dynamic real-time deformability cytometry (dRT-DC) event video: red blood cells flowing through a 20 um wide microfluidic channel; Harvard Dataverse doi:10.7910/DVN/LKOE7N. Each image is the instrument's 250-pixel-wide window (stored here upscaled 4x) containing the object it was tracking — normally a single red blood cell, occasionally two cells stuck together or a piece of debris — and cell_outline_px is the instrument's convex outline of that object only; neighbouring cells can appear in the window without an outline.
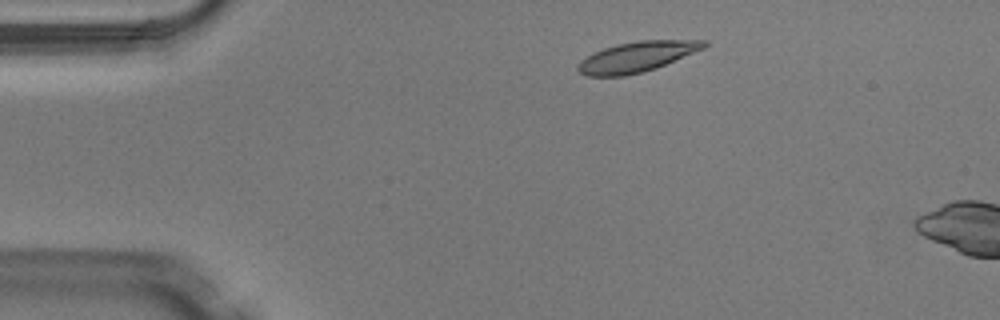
{"species": "Egyptian fruit bat (a non-hibernating species)", "species_latin": "Rousettus aegyptiacus", "temperature_condition": "warm", "stored_images_in_passage": 2, "camera_frame_rate_fps": 3000, "um_per_image_px": 0.085, "animal": {"sex": "male"}, "frame": {"image": 1, "passage_image": 1, "time_ms": 0.0, "image_size_px": [1000, 320], "cell_outline_px": [[708, 44], [704, 48], [656, 68], [644, 72], [624, 76], [588, 76], [580, 72], [576, 68], [576, 64], [580, 60], [604, 48], [616, 44], [636, 40], [708, 40]], "centroid_in_image_um": [54.12, 4.83], "position_along_channel_um": 30.9, "area_um2": 22.25}}